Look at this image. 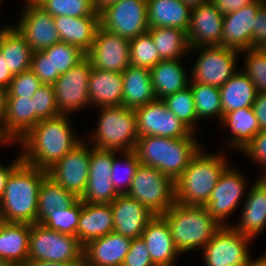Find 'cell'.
<instances>
[{
  "mask_svg": "<svg viewBox=\"0 0 266 266\" xmlns=\"http://www.w3.org/2000/svg\"><path fill=\"white\" fill-rule=\"evenodd\" d=\"M70 115L40 120L18 143L22 161L48 171L83 139L72 131Z\"/></svg>",
  "mask_w": 266,
  "mask_h": 266,
  "instance_id": "6da1fadb",
  "label": "cell"
},
{
  "mask_svg": "<svg viewBox=\"0 0 266 266\" xmlns=\"http://www.w3.org/2000/svg\"><path fill=\"white\" fill-rule=\"evenodd\" d=\"M48 171L21 162L10 174L0 200V221L36 223L39 190Z\"/></svg>",
  "mask_w": 266,
  "mask_h": 266,
  "instance_id": "7a4b0ae2",
  "label": "cell"
},
{
  "mask_svg": "<svg viewBox=\"0 0 266 266\" xmlns=\"http://www.w3.org/2000/svg\"><path fill=\"white\" fill-rule=\"evenodd\" d=\"M195 139L144 136L139 137L134 151L142 165L158 169L175 182L201 149Z\"/></svg>",
  "mask_w": 266,
  "mask_h": 266,
  "instance_id": "3957f363",
  "label": "cell"
},
{
  "mask_svg": "<svg viewBox=\"0 0 266 266\" xmlns=\"http://www.w3.org/2000/svg\"><path fill=\"white\" fill-rule=\"evenodd\" d=\"M168 223L177 251L183 254L203 248L222 227L205 206L175 202L161 215Z\"/></svg>",
  "mask_w": 266,
  "mask_h": 266,
  "instance_id": "277c9868",
  "label": "cell"
},
{
  "mask_svg": "<svg viewBox=\"0 0 266 266\" xmlns=\"http://www.w3.org/2000/svg\"><path fill=\"white\" fill-rule=\"evenodd\" d=\"M227 163L223 154H207L201 148L175 181V202L205 206Z\"/></svg>",
  "mask_w": 266,
  "mask_h": 266,
  "instance_id": "5b68a950",
  "label": "cell"
},
{
  "mask_svg": "<svg viewBox=\"0 0 266 266\" xmlns=\"http://www.w3.org/2000/svg\"><path fill=\"white\" fill-rule=\"evenodd\" d=\"M90 143L100 150L133 151L139 139L135 109L125 106L101 107ZM94 141V142H93Z\"/></svg>",
  "mask_w": 266,
  "mask_h": 266,
  "instance_id": "8992f818",
  "label": "cell"
},
{
  "mask_svg": "<svg viewBox=\"0 0 266 266\" xmlns=\"http://www.w3.org/2000/svg\"><path fill=\"white\" fill-rule=\"evenodd\" d=\"M83 249L76 236L60 233L38 222L30 225L28 260L57 263L83 261Z\"/></svg>",
  "mask_w": 266,
  "mask_h": 266,
  "instance_id": "52a82bcc",
  "label": "cell"
},
{
  "mask_svg": "<svg viewBox=\"0 0 266 266\" xmlns=\"http://www.w3.org/2000/svg\"><path fill=\"white\" fill-rule=\"evenodd\" d=\"M126 195L154 215H162L175 203V182L158 169L140 164Z\"/></svg>",
  "mask_w": 266,
  "mask_h": 266,
  "instance_id": "ba28073f",
  "label": "cell"
},
{
  "mask_svg": "<svg viewBox=\"0 0 266 266\" xmlns=\"http://www.w3.org/2000/svg\"><path fill=\"white\" fill-rule=\"evenodd\" d=\"M198 52L189 83L223 86L238 70L237 55L242 53L224 46H202L190 49Z\"/></svg>",
  "mask_w": 266,
  "mask_h": 266,
  "instance_id": "9c48e42d",
  "label": "cell"
},
{
  "mask_svg": "<svg viewBox=\"0 0 266 266\" xmlns=\"http://www.w3.org/2000/svg\"><path fill=\"white\" fill-rule=\"evenodd\" d=\"M99 14L100 27L129 40L150 28L147 0H119L106 5Z\"/></svg>",
  "mask_w": 266,
  "mask_h": 266,
  "instance_id": "30bf717a",
  "label": "cell"
},
{
  "mask_svg": "<svg viewBox=\"0 0 266 266\" xmlns=\"http://www.w3.org/2000/svg\"><path fill=\"white\" fill-rule=\"evenodd\" d=\"M252 239L236 231L232 225L222 226L202 248L206 266H244L249 256Z\"/></svg>",
  "mask_w": 266,
  "mask_h": 266,
  "instance_id": "8fae6325",
  "label": "cell"
},
{
  "mask_svg": "<svg viewBox=\"0 0 266 266\" xmlns=\"http://www.w3.org/2000/svg\"><path fill=\"white\" fill-rule=\"evenodd\" d=\"M139 137L159 136L167 138L194 137L195 133L186 126L162 99H156L135 109Z\"/></svg>",
  "mask_w": 266,
  "mask_h": 266,
  "instance_id": "7c38bea8",
  "label": "cell"
},
{
  "mask_svg": "<svg viewBox=\"0 0 266 266\" xmlns=\"http://www.w3.org/2000/svg\"><path fill=\"white\" fill-rule=\"evenodd\" d=\"M91 70V61L85 56L72 69L57 78L53 87L60 115H68L90 105L88 81Z\"/></svg>",
  "mask_w": 266,
  "mask_h": 266,
  "instance_id": "4fadbf2b",
  "label": "cell"
},
{
  "mask_svg": "<svg viewBox=\"0 0 266 266\" xmlns=\"http://www.w3.org/2000/svg\"><path fill=\"white\" fill-rule=\"evenodd\" d=\"M83 140L48 170L57 184L81 199L89 178L91 148Z\"/></svg>",
  "mask_w": 266,
  "mask_h": 266,
  "instance_id": "5bb4252c",
  "label": "cell"
},
{
  "mask_svg": "<svg viewBox=\"0 0 266 266\" xmlns=\"http://www.w3.org/2000/svg\"><path fill=\"white\" fill-rule=\"evenodd\" d=\"M25 4L15 28L25 38L31 50L42 51L60 42L53 16L33 0H25Z\"/></svg>",
  "mask_w": 266,
  "mask_h": 266,
  "instance_id": "9a60e30c",
  "label": "cell"
},
{
  "mask_svg": "<svg viewBox=\"0 0 266 266\" xmlns=\"http://www.w3.org/2000/svg\"><path fill=\"white\" fill-rule=\"evenodd\" d=\"M86 56L92 68L123 72L130 65V40L99 27Z\"/></svg>",
  "mask_w": 266,
  "mask_h": 266,
  "instance_id": "2e32d148",
  "label": "cell"
},
{
  "mask_svg": "<svg viewBox=\"0 0 266 266\" xmlns=\"http://www.w3.org/2000/svg\"><path fill=\"white\" fill-rule=\"evenodd\" d=\"M246 186L244 176L237 169L228 166L221 174L205 207L222 226H229L224 222L239 206Z\"/></svg>",
  "mask_w": 266,
  "mask_h": 266,
  "instance_id": "e0dca14e",
  "label": "cell"
},
{
  "mask_svg": "<svg viewBox=\"0 0 266 266\" xmlns=\"http://www.w3.org/2000/svg\"><path fill=\"white\" fill-rule=\"evenodd\" d=\"M223 18L211 0L193 7L187 30L190 48L221 46Z\"/></svg>",
  "mask_w": 266,
  "mask_h": 266,
  "instance_id": "ac0fdd59",
  "label": "cell"
},
{
  "mask_svg": "<svg viewBox=\"0 0 266 266\" xmlns=\"http://www.w3.org/2000/svg\"><path fill=\"white\" fill-rule=\"evenodd\" d=\"M264 0H255L248 6L224 15L221 46L239 52L252 49L253 27Z\"/></svg>",
  "mask_w": 266,
  "mask_h": 266,
  "instance_id": "d6986e66",
  "label": "cell"
},
{
  "mask_svg": "<svg viewBox=\"0 0 266 266\" xmlns=\"http://www.w3.org/2000/svg\"><path fill=\"white\" fill-rule=\"evenodd\" d=\"M114 219V232L130 239L141 238L147 223L155 216L137 199L118 195L110 203Z\"/></svg>",
  "mask_w": 266,
  "mask_h": 266,
  "instance_id": "ffe728a7",
  "label": "cell"
},
{
  "mask_svg": "<svg viewBox=\"0 0 266 266\" xmlns=\"http://www.w3.org/2000/svg\"><path fill=\"white\" fill-rule=\"evenodd\" d=\"M132 239L116 232L89 241L84 245V266H122Z\"/></svg>",
  "mask_w": 266,
  "mask_h": 266,
  "instance_id": "44dd1931",
  "label": "cell"
},
{
  "mask_svg": "<svg viewBox=\"0 0 266 266\" xmlns=\"http://www.w3.org/2000/svg\"><path fill=\"white\" fill-rule=\"evenodd\" d=\"M141 238L155 266H174L175 258L180 253L174 245L170 227L161 215H155L147 223Z\"/></svg>",
  "mask_w": 266,
  "mask_h": 266,
  "instance_id": "7402d4cb",
  "label": "cell"
},
{
  "mask_svg": "<svg viewBox=\"0 0 266 266\" xmlns=\"http://www.w3.org/2000/svg\"><path fill=\"white\" fill-rule=\"evenodd\" d=\"M249 190L239 222L232 227L253 238L266 228V177H259Z\"/></svg>",
  "mask_w": 266,
  "mask_h": 266,
  "instance_id": "603a6c76",
  "label": "cell"
},
{
  "mask_svg": "<svg viewBox=\"0 0 266 266\" xmlns=\"http://www.w3.org/2000/svg\"><path fill=\"white\" fill-rule=\"evenodd\" d=\"M123 88L122 72L92 68L88 81L90 106L101 108L122 105Z\"/></svg>",
  "mask_w": 266,
  "mask_h": 266,
  "instance_id": "cb8c5ba5",
  "label": "cell"
},
{
  "mask_svg": "<svg viewBox=\"0 0 266 266\" xmlns=\"http://www.w3.org/2000/svg\"><path fill=\"white\" fill-rule=\"evenodd\" d=\"M114 232L111 204L83 202L77 226V238L84 246L89 241Z\"/></svg>",
  "mask_w": 266,
  "mask_h": 266,
  "instance_id": "d4e9b609",
  "label": "cell"
},
{
  "mask_svg": "<svg viewBox=\"0 0 266 266\" xmlns=\"http://www.w3.org/2000/svg\"><path fill=\"white\" fill-rule=\"evenodd\" d=\"M60 40L79 47L87 53L100 27V16L53 17Z\"/></svg>",
  "mask_w": 266,
  "mask_h": 266,
  "instance_id": "484cf974",
  "label": "cell"
},
{
  "mask_svg": "<svg viewBox=\"0 0 266 266\" xmlns=\"http://www.w3.org/2000/svg\"><path fill=\"white\" fill-rule=\"evenodd\" d=\"M35 126V111L31 98L7 97L2 136L9 142L20 141Z\"/></svg>",
  "mask_w": 266,
  "mask_h": 266,
  "instance_id": "4316f807",
  "label": "cell"
},
{
  "mask_svg": "<svg viewBox=\"0 0 266 266\" xmlns=\"http://www.w3.org/2000/svg\"><path fill=\"white\" fill-rule=\"evenodd\" d=\"M192 8L181 0H147L150 28L171 27L187 31Z\"/></svg>",
  "mask_w": 266,
  "mask_h": 266,
  "instance_id": "83f0119b",
  "label": "cell"
},
{
  "mask_svg": "<svg viewBox=\"0 0 266 266\" xmlns=\"http://www.w3.org/2000/svg\"><path fill=\"white\" fill-rule=\"evenodd\" d=\"M123 103L122 106L136 109L156 100L151 82L150 69L129 65L122 72Z\"/></svg>",
  "mask_w": 266,
  "mask_h": 266,
  "instance_id": "f1b7e54d",
  "label": "cell"
},
{
  "mask_svg": "<svg viewBox=\"0 0 266 266\" xmlns=\"http://www.w3.org/2000/svg\"><path fill=\"white\" fill-rule=\"evenodd\" d=\"M30 224L0 221V259L24 266L28 261Z\"/></svg>",
  "mask_w": 266,
  "mask_h": 266,
  "instance_id": "f546056e",
  "label": "cell"
},
{
  "mask_svg": "<svg viewBox=\"0 0 266 266\" xmlns=\"http://www.w3.org/2000/svg\"><path fill=\"white\" fill-rule=\"evenodd\" d=\"M0 52L13 75L31 69L33 51L15 26L0 29Z\"/></svg>",
  "mask_w": 266,
  "mask_h": 266,
  "instance_id": "4dcf8cb0",
  "label": "cell"
},
{
  "mask_svg": "<svg viewBox=\"0 0 266 266\" xmlns=\"http://www.w3.org/2000/svg\"><path fill=\"white\" fill-rule=\"evenodd\" d=\"M180 59L161 60L150 69L151 82L157 99H163L189 86V77Z\"/></svg>",
  "mask_w": 266,
  "mask_h": 266,
  "instance_id": "1f68e13d",
  "label": "cell"
},
{
  "mask_svg": "<svg viewBox=\"0 0 266 266\" xmlns=\"http://www.w3.org/2000/svg\"><path fill=\"white\" fill-rule=\"evenodd\" d=\"M221 94L222 114L245 107H252L257 96L254 83L242 71H237L223 86Z\"/></svg>",
  "mask_w": 266,
  "mask_h": 266,
  "instance_id": "d6a6232c",
  "label": "cell"
},
{
  "mask_svg": "<svg viewBox=\"0 0 266 266\" xmlns=\"http://www.w3.org/2000/svg\"><path fill=\"white\" fill-rule=\"evenodd\" d=\"M224 126L230 128L232 136L226 145L231 148L243 150L252 138L261 130L252 107H245L230 111L223 115L220 121Z\"/></svg>",
  "mask_w": 266,
  "mask_h": 266,
  "instance_id": "836d02e7",
  "label": "cell"
},
{
  "mask_svg": "<svg viewBox=\"0 0 266 266\" xmlns=\"http://www.w3.org/2000/svg\"><path fill=\"white\" fill-rule=\"evenodd\" d=\"M157 47L161 60L181 59L186 51L190 52L188 33L171 27H154L147 31Z\"/></svg>",
  "mask_w": 266,
  "mask_h": 266,
  "instance_id": "e575fe53",
  "label": "cell"
},
{
  "mask_svg": "<svg viewBox=\"0 0 266 266\" xmlns=\"http://www.w3.org/2000/svg\"><path fill=\"white\" fill-rule=\"evenodd\" d=\"M77 199L47 175L43 179L39 190L36 222L41 223L55 209L66 208Z\"/></svg>",
  "mask_w": 266,
  "mask_h": 266,
  "instance_id": "d590c367",
  "label": "cell"
},
{
  "mask_svg": "<svg viewBox=\"0 0 266 266\" xmlns=\"http://www.w3.org/2000/svg\"><path fill=\"white\" fill-rule=\"evenodd\" d=\"M42 51L50 58L52 64V85L61 74L72 69L86 56L79 47L62 41Z\"/></svg>",
  "mask_w": 266,
  "mask_h": 266,
  "instance_id": "8d00e7d4",
  "label": "cell"
},
{
  "mask_svg": "<svg viewBox=\"0 0 266 266\" xmlns=\"http://www.w3.org/2000/svg\"><path fill=\"white\" fill-rule=\"evenodd\" d=\"M189 86L198 120L216 115L221 121L223 114L219 87L204 83H191Z\"/></svg>",
  "mask_w": 266,
  "mask_h": 266,
  "instance_id": "74e56055",
  "label": "cell"
},
{
  "mask_svg": "<svg viewBox=\"0 0 266 266\" xmlns=\"http://www.w3.org/2000/svg\"><path fill=\"white\" fill-rule=\"evenodd\" d=\"M118 152L119 151L113 150V162H112L110 178L116 192L119 195H124L128 193L133 177L137 171V168L141 163L139 162L137 154L134 150L122 152L121 155H123L124 157L123 159L124 162L123 160L122 161L117 160L116 153ZM122 162L124 163L123 166L121 164Z\"/></svg>",
  "mask_w": 266,
  "mask_h": 266,
  "instance_id": "f35d334b",
  "label": "cell"
},
{
  "mask_svg": "<svg viewBox=\"0 0 266 266\" xmlns=\"http://www.w3.org/2000/svg\"><path fill=\"white\" fill-rule=\"evenodd\" d=\"M44 11L57 16H100L92 0H33Z\"/></svg>",
  "mask_w": 266,
  "mask_h": 266,
  "instance_id": "ab89813d",
  "label": "cell"
},
{
  "mask_svg": "<svg viewBox=\"0 0 266 266\" xmlns=\"http://www.w3.org/2000/svg\"><path fill=\"white\" fill-rule=\"evenodd\" d=\"M82 206L83 201L77 199L72 205L66 208L55 209L41 224L60 233L77 237V226Z\"/></svg>",
  "mask_w": 266,
  "mask_h": 266,
  "instance_id": "60d3db41",
  "label": "cell"
},
{
  "mask_svg": "<svg viewBox=\"0 0 266 266\" xmlns=\"http://www.w3.org/2000/svg\"><path fill=\"white\" fill-rule=\"evenodd\" d=\"M167 108L172 111L194 133L198 122L195 103L190 86L162 99Z\"/></svg>",
  "mask_w": 266,
  "mask_h": 266,
  "instance_id": "b9f144b4",
  "label": "cell"
},
{
  "mask_svg": "<svg viewBox=\"0 0 266 266\" xmlns=\"http://www.w3.org/2000/svg\"><path fill=\"white\" fill-rule=\"evenodd\" d=\"M161 58L148 32L130 39V65L152 69Z\"/></svg>",
  "mask_w": 266,
  "mask_h": 266,
  "instance_id": "7bdbcfd3",
  "label": "cell"
},
{
  "mask_svg": "<svg viewBox=\"0 0 266 266\" xmlns=\"http://www.w3.org/2000/svg\"><path fill=\"white\" fill-rule=\"evenodd\" d=\"M242 71L254 83L257 93H266V49H248Z\"/></svg>",
  "mask_w": 266,
  "mask_h": 266,
  "instance_id": "ee69618b",
  "label": "cell"
},
{
  "mask_svg": "<svg viewBox=\"0 0 266 266\" xmlns=\"http://www.w3.org/2000/svg\"><path fill=\"white\" fill-rule=\"evenodd\" d=\"M118 195L111 178H88L81 200L92 204H110Z\"/></svg>",
  "mask_w": 266,
  "mask_h": 266,
  "instance_id": "f6af8a7d",
  "label": "cell"
},
{
  "mask_svg": "<svg viewBox=\"0 0 266 266\" xmlns=\"http://www.w3.org/2000/svg\"><path fill=\"white\" fill-rule=\"evenodd\" d=\"M35 111V125L40 120L59 116L53 85L43 84L31 97Z\"/></svg>",
  "mask_w": 266,
  "mask_h": 266,
  "instance_id": "bcb514c9",
  "label": "cell"
},
{
  "mask_svg": "<svg viewBox=\"0 0 266 266\" xmlns=\"http://www.w3.org/2000/svg\"><path fill=\"white\" fill-rule=\"evenodd\" d=\"M42 85L35 73L29 69L13 76L11 83L6 89L7 97L31 98Z\"/></svg>",
  "mask_w": 266,
  "mask_h": 266,
  "instance_id": "7dc6e473",
  "label": "cell"
},
{
  "mask_svg": "<svg viewBox=\"0 0 266 266\" xmlns=\"http://www.w3.org/2000/svg\"><path fill=\"white\" fill-rule=\"evenodd\" d=\"M113 162V150L91 148L89 160V178H110Z\"/></svg>",
  "mask_w": 266,
  "mask_h": 266,
  "instance_id": "c3c4849f",
  "label": "cell"
},
{
  "mask_svg": "<svg viewBox=\"0 0 266 266\" xmlns=\"http://www.w3.org/2000/svg\"><path fill=\"white\" fill-rule=\"evenodd\" d=\"M122 266H155L142 238L132 239Z\"/></svg>",
  "mask_w": 266,
  "mask_h": 266,
  "instance_id": "681fc988",
  "label": "cell"
},
{
  "mask_svg": "<svg viewBox=\"0 0 266 266\" xmlns=\"http://www.w3.org/2000/svg\"><path fill=\"white\" fill-rule=\"evenodd\" d=\"M241 152L261 164L265 172L260 177H266V130H260Z\"/></svg>",
  "mask_w": 266,
  "mask_h": 266,
  "instance_id": "f907efd6",
  "label": "cell"
},
{
  "mask_svg": "<svg viewBox=\"0 0 266 266\" xmlns=\"http://www.w3.org/2000/svg\"><path fill=\"white\" fill-rule=\"evenodd\" d=\"M31 70L42 84L52 85V64L50 58L43 51L32 53Z\"/></svg>",
  "mask_w": 266,
  "mask_h": 266,
  "instance_id": "816d5d0a",
  "label": "cell"
},
{
  "mask_svg": "<svg viewBox=\"0 0 266 266\" xmlns=\"http://www.w3.org/2000/svg\"><path fill=\"white\" fill-rule=\"evenodd\" d=\"M255 26L253 27L252 48L266 49V3L258 9Z\"/></svg>",
  "mask_w": 266,
  "mask_h": 266,
  "instance_id": "f5cc1de1",
  "label": "cell"
},
{
  "mask_svg": "<svg viewBox=\"0 0 266 266\" xmlns=\"http://www.w3.org/2000/svg\"><path fill=\"white\" fill-rule=\"evenodd\" d=\"M218 8L219 12L224 16L235 12L242 7L248 6L255 0H211Z\"/></svg>",
  "mask_w": 266,
  "mask_h": 266,
  "instance_id": "db71d44e",
  "label": "cell"
},
{
  "mask_svg": "<svg viewBox=\"0 0 266 266\" xmlns=\"http://www.w3.org/2000/svg\"><path fill=\"white\" fill-rule=\"evenodd\" d=\"M261 130H266V93H257L252 105Z\"/></svg>",
  "mask_w": 266,
  "mask_h": 266,
  "instance_id": "11a10c76",
  "label": "cell"
},
{
  "mask_svg": "<svg viewBox=\"0 0 266 266\" xmlns=\"http://www.w3.org/2000/svg\"><path fill=\"white\" fill-rule=\"evenodd\" d=\"M18 155L19 156L15 158V160L11 162V164H8L7 166H3L2 164H0V200L3 196L5 185L10 174L22 162L21 154Z\"/></svg>",
  "mask_w": 266,
  "mask_h": 266,
  "instance_id": "9f6ffc18",
  "label": "cell"
},
{
  "mask_svg": "<svg viewBox=\"0 0 266 266\" xmlns=\"http://www.w3.org/2000/svg\"><path fill=\"white\" fill-rule=\"evenodd\" d=\"M13 76L14 75L7 67L4 56L0 52V88L7 89L13 79Z\"/></svg>",
  "mask_w": 266,
  "mask_h": 266,
  "instance_id": "6f0895ef",
  "label": "cell"
},
{
  "mask_svg": "<svg viewBox=\"0 0 266 266\" xmlns=\"http://www.w3.org/2000/svg\"><path fill=\"white\" fill-rule=\"evenodd\" d=\"M24 266H84V261L57 263L50 261H33L28 260Z\"/></svg>",
  "mask_w": 266,
  "mask_h": 266,
  "instance_id": "680465c9",
  "label": "cell"
},
{
  "mask_svg": "<svg viewBox=\"0 0 266 266\" xmlns=\"http://www.w3.org/2000/svg\"><path fill=\"white\" fill-rule=\"evenodd\" d=\"M7 91L0 88V131L4 128L5 112H6Z\"/></svg>",
  "mask_w": 266,
  "mask_h": 266,
  "instance_id": "91938a15",
  "label": "cell"
},
{
  "mask_svg": "<svg viewBox=\"0 0 266 266\" xmlns=\"http://www.w3.org/2000/svg\"><path fill=\"white\" fill-rule=\"evenodd\" d=\"M250 259L244 266H266V253L256 260Z\"/></svg>",
  "mask_w": 266,
  "mask_h": 266,
  "instance_id": "94428289",
  "label": "cell"
},
{
  "mask_svg": "<svg viewBox=\"0 0 266 266\" xmlns=\"http://www.w3.org/2000/svg\"><path fill=\"white\" fill-rule=\"evenodd\" d=\"M119 0H92L95 9L99 12L103 9L106 5L111 4Z\"/></svg>",
  "mask_w": 266,
  "mask_h": 266,
  "instance_id": "6125c7cd",
  "label": "cell"
},
{
  "mask_svg": "<svg viewBox=\"0 0 266 266\" xmlns=\"http://www.w3.org/2000/svg\"><path fill=\"white\" fill-rule=\"evenodd\" d=\"M184 4L190 6L191 8L196 7L202 3H205L210 0H181Z\"/></svg>",
  "mask_w": 266,
  "mask_h": 266,
  "instance_id": "be15d7a7",
  "label": "cell"
},
{
  "mask_svg": "<svg viewBox=\"0 0 266 266\" xmlns=\"http://www.w3.org/2000/svg\"><path fill=\"white\" fill-rule=\"evenodd\" d=\"M0 266H18V265L11 261L0 259Z\"/></svg>",
  "mask_w": 266,
  "mask_h": 266,
  "instance_id": "e7e4bbea",
  "label": "cell"
},
{
  "mask_svg": "<svg viewBox=\"0 0 266 266\" xmlns=\"http://www.w3.org/2000/svg\"><path fill=\"white\" fill-rule=\"evenodd\" d=\"M8 144L9 142L2 136L1 131H0V144Z\"/></svg>",
  "mask_w": 266,
  "mask_h": 266,
  "instance_id": "03108f58",
  "label": "cell"
}]
</instances>
